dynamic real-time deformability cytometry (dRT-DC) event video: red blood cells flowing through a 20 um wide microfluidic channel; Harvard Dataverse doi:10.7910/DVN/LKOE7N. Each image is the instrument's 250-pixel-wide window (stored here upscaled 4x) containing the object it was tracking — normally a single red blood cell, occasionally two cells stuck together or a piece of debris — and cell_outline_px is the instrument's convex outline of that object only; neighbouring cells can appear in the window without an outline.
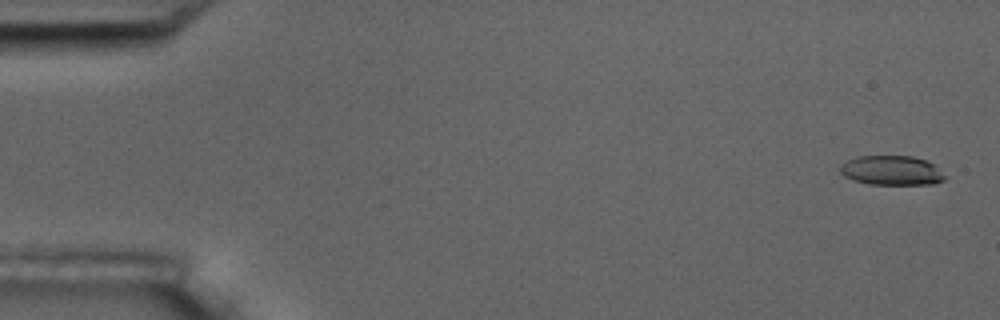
{"species": "common noctule bat (a hibernating species)", "species_latin": "Nyctalus noctula", "temperature_condition": "room temperature", "stored_images_in_passage": 8, "camera_frame_rate_fps": 3000, "um_per_image_px": 0.085, "animal": {"sex": "male", "body_mass_g": 17.5, "forearm_length_mm": 52.3}, "frame": {"image": 1, "passage_image": 1, "time_ms": 0.0, "image_size_px": [1000, 320], "cell_outline_px": [[948, 176], [944, 180], [936, 184], [868, 184], [852, 180], [844, 176], [840, 172], [840, 164], [856, 156], [912, 156], [928, 160], [936, 164]], "centroid_in_image_um": [75.84, 14.48], "position_along_channel_um": 9.2, "area_um2": 18.44}}
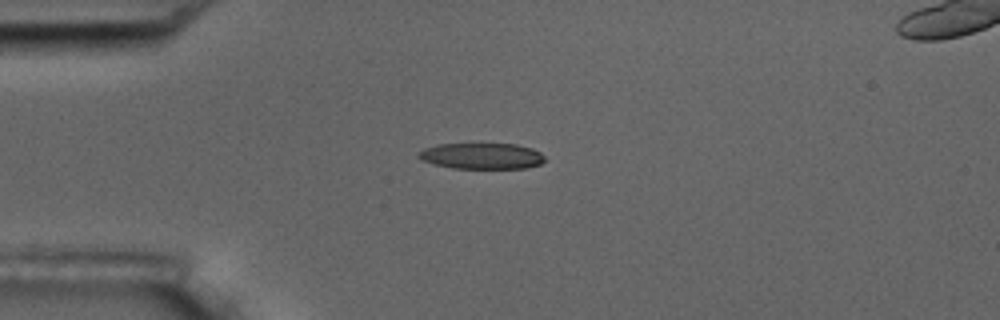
{"frame": {"image": 2, "passage_image": 4, "time_ms": 4.333, "image_size_px": [1000, 320], "cell_outline_px": [[544, 160], [540, 164], [528, 168], [452, 168], [436, 164], [424, 160], [416, 156], [424, 148], [436, 144], [516, 144], [532, 148], [540, 152], [544, 156]], "centroid_in_image_um": [40.97, 13.25], "position_along_channel_um": 44.0, "area_um2": 19.02}}
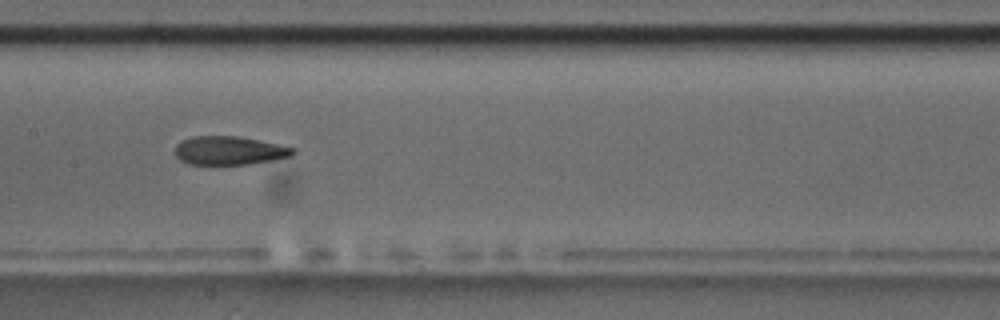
{"frame": {"image": 3, "passage_image": 8, "time_ms": 9.0, "image_size_px": [1000, 320], "cell_outline_px": [[296, 152], [292, 156], [248, 164], [188, 164], [180, 160], [176, 156], [176, 144], [180, 140], [192, 136], [240, 136], [296, 148]], "centroid_in_image_um": [19.48, 12.78], "position_along_channel_um": 187.9, "area_um2": 19.65}}